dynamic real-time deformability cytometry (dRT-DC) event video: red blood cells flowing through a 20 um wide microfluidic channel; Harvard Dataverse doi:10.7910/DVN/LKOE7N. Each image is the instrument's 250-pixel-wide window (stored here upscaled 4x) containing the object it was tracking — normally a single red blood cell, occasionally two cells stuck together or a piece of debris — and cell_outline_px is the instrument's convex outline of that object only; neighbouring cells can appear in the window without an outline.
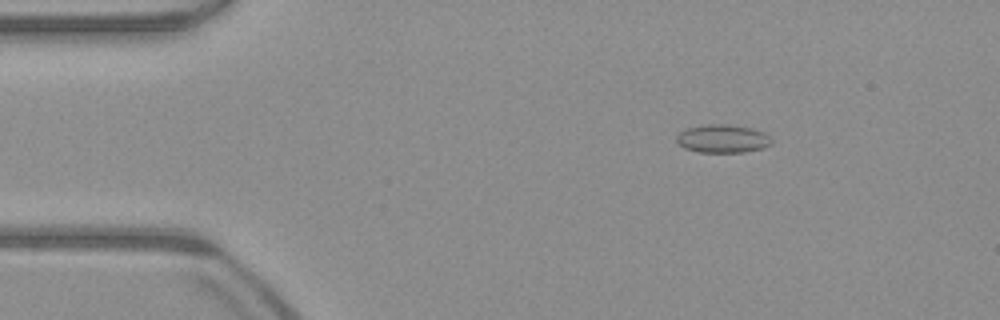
{"species": "common noctule bat (a hibernating species)", "species_latin": "Nyctalus noctula", "temperature_condition": "warm", "stored_images_in_passage": 52, "camera_frame_rate_fps": 3000, "um_per_image_px": 0.085, "animal": {"sex": "male", "body_mass_g": 23.1, "forearm_length_mm": 52.7}, "frame": {"image": 1, "passage_image": 8, "time_ms": 2.333, "image_size_px": [1000, 320], "cell_outline_px": [[772, 144], [764, 148], [744, 152], [700, 152], [684, 148], [676, 140], [676, 136], [680, 132], [688, 128], [704, 124], [728, 124], [752, 128], [764, 132], [772, 140]], "centroid_in_image_um": [61.44, 11.78], "position_along_channel_um": 23.6, "area_um2": 15.66}}
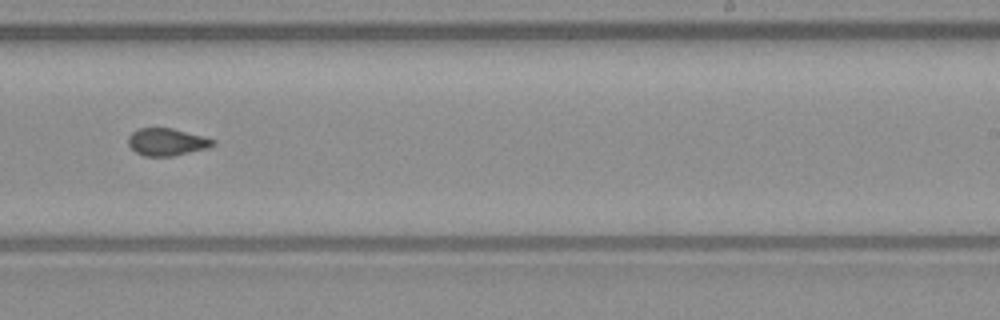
{"frame": {"image": 2, "passage_image": 32, "time_ms": 10.333, "image_size_px": [1000, 320], "cell_outline_px": [[216, 144], [208, 148], [172, 156], [144, 156], [136, 152], [128, 144], [128, 136], [136, 128], [172, 128], [216, 140]], "centroid_in_image_um": [14.17, 12.06], "position_along_channel_um": 274.8, "area_um2": 13.47}}
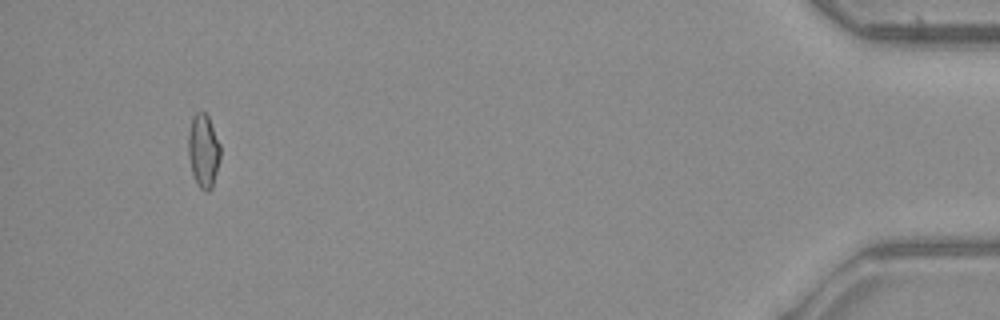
{"frame": {"image": 3, "passage_image": 49, "time_ms": 16.0, "image_size_px": [1000, 320], "cell_outline_px": [[220, 160], [212, 188], [208, 192], [204, 192], [196, 184], [192, 172], [188, 156], [188, 132], [192, 116], [196, 112], [204, 112], [208, 116], [220, 144]], "centroid_in_image_um": [17.28, 12.84], "position_along_channel_um": 417.9, "area_um2": 13.93}, "authors_computed_cell_mechanics": {"area_um2": 13.872, "velocity_mm_per_s": 3.9723, "shape_relaxation_time_tau1_ms": null, "shape_relaxation_time_tau2_ms": 2.0227, "deformation_change_tau1": null, "deformation_change_tau2": 0.0732}}